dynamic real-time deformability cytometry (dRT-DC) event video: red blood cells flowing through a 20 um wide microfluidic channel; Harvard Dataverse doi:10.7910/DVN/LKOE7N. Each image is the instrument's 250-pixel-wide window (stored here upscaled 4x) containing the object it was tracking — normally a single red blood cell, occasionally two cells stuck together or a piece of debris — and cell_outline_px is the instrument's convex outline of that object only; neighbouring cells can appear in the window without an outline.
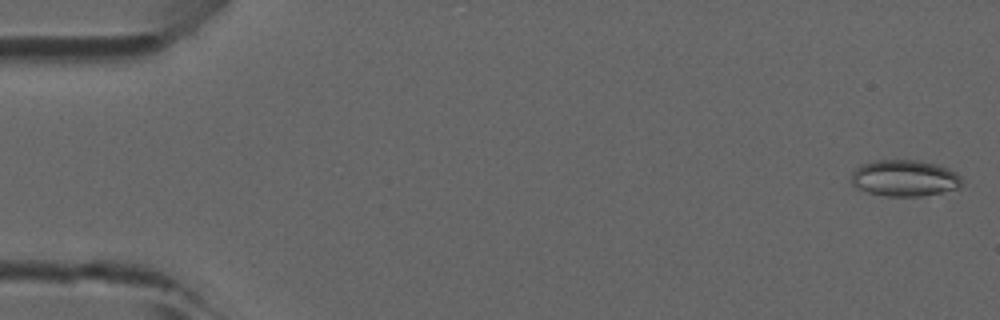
{"species": "common noctule bat (a hibernating species)", "species_latin": "Nyctalus noctula", "temperature_condition": "room temperature", "stored_images_in_passage": 23, "camera_frame_rate_fps": 3000, "um_per_image_px": 0.085, "animal": {"sex": "male", "forearm_length_mm": 52.5}, "frame": {"image": 1, "passage_image": 1, "time_ms": 0.0, "image_size_px": [1000, 320], "cell_outline_px": [[964, 184], [960, 188], [924, 196], [884, 196], [868, 192], [856, 188], [852, 184], [852, 172], [860, 164], [876, 160], [916, 160], [936, 164], [948, 168], [956, 172], [964, 180]], "centroid_in_image_um": [76.92, 15.15], "position_along_channel_um": 8.1, "area_um2": 23.76}}
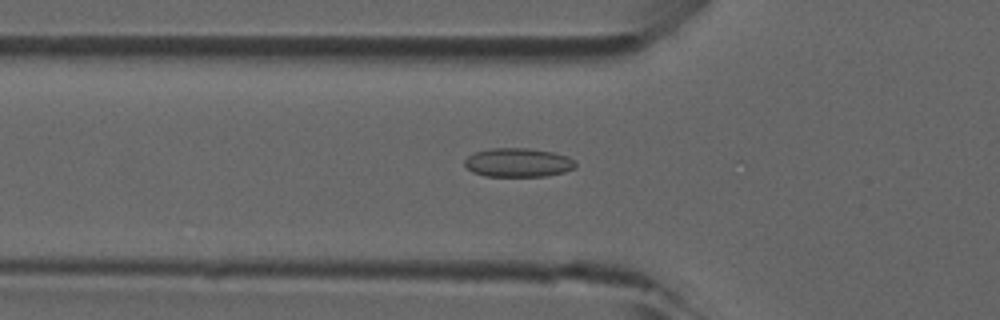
{"frame": {"image": 2, "passage_image": 16, "time_ms": 5.0, "image_size_px": [1000, 320], "cell_outline_px": [[576, 168], [564, 172], [544, 176], [484, 176], [472, 172], [464, 164], [464, 160], [468, 156], [476, 152], [492, 148], [528, 148], [552, 152], [568, 156], [576, 164]], "centroid_in_image_um": [44.03, 13.82], "position_along_channel_um": 81.8, "area_um2": 18.61}}
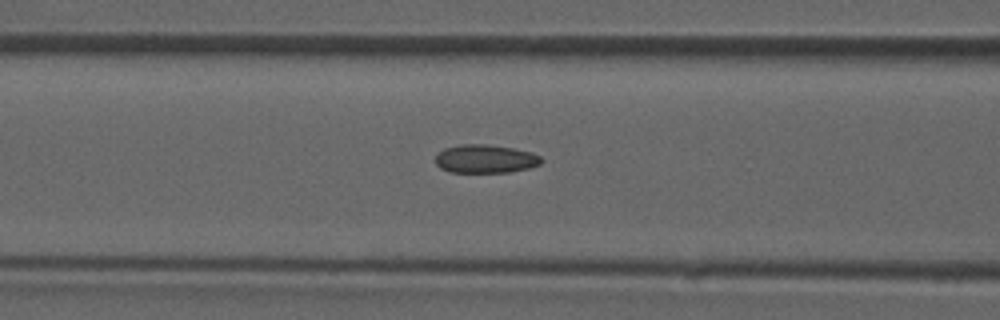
{"frame": {"image": 3, "passage_image": 19, "time_ms": 6.0, "image_size_px": [1000, 320], "cell_outline_px": [[544, 160], [540, 164], [528, 168], [508, 172], [448, 172], [440, 168], [436, 164], [436, 156], [444, 148], [460, 144], [488, 144], [512, 148], [532, 152], [540, 156]], "centroid_in_image_um": [41.26, 13.5], "position_along_channel_um": 125.3, "area_um2": 17.57}}